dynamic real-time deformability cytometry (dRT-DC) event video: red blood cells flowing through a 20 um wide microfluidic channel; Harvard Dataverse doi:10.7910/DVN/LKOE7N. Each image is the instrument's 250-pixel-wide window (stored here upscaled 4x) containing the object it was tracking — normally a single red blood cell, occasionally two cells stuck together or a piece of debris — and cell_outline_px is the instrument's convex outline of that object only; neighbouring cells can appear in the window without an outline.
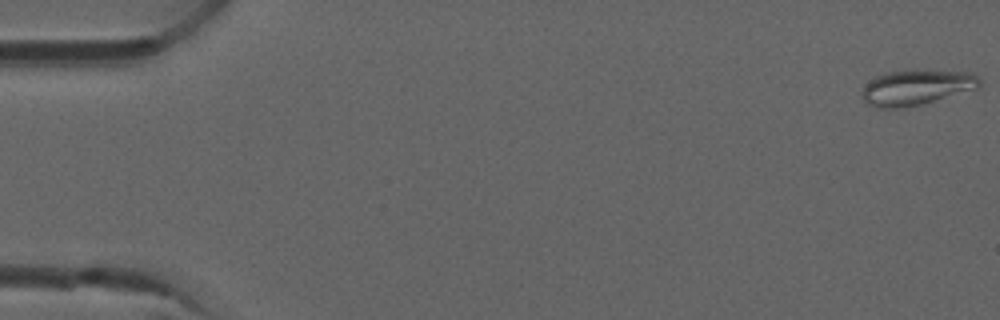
{"species": "common noctule bat (a hibernating species)", "species_latin": "Nyctalus noctula", "temperature_condition": "room temperature", "stored_images_in_passage": 4, "camera_frame_rate_fps": 3000, "um_per_image_px": 0.085, "animal": {"sex": "male", "forearm_length_mm": 52.5}, "frame": {"image": 1, "passage_image": 1, "time_ms": 0.0, "image_size_px": [1000, 320], "cell_outline_px": [[980, 84], [976, 88], [908, 108], [876, 108], [868, 104], [864, 100], [864, 88], [868, 80], [876, 76], [888, 72], [972, 72], [980, 80]], "centroid_in_image_um": [77.85, 7.47], "position_along_channel_um": 7.2, "area_um2": 23.24}}